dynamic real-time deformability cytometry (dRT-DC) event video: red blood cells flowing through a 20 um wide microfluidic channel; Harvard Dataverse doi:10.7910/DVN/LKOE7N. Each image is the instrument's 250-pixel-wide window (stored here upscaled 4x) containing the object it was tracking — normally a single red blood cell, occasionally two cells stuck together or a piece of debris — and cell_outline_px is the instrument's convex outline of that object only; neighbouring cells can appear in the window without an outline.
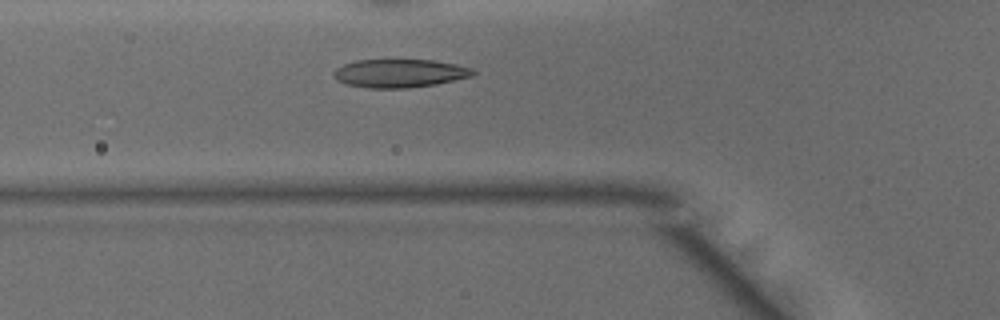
{"species": "common noctule bat (a hibernating species)", "species_latin": "Nyctalus noctula", "temperature_condition": "warm", "stored_images_in_passage": 30, "camera_frame_rate_fps": 3000, "um_per_image_px": 0.085, "animal": {"sex": "male", "body_mass_g": 15.6}, "frame": {"image": 1, "passage_image": 6, "time_ms": 1.667, "image_size_px": [1000, 320], "cell_outline_px": [[476, 72], [472, 76], [436, 84], [408, 88], [368, 88], [348, 84], [336, 80], [332, 76], [332, 72], [336, 68], [344, 64], [356, 60], [432, 60], [456, 64], [472, 68]], "centroid_in_image_um": [33.95, 6.23], "position_along_channel_um": 91.9, "area_um2": 23.0}}
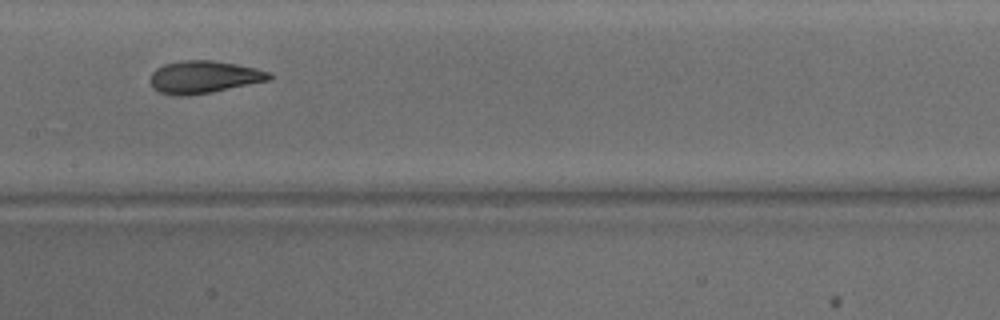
{"frame": {"image": 2, "passage_image": 13, "time_ms": 4.0, "image_size_px": [1000, 320], "cell_outline_px": [[272, 80], [212, 92], [188, 96], [176, 96], [160, 92], [152, 88], [148, 80], [152, 72], [156, 68], [164, 64], [180, 60], [212, 60], [236, 64], [256, 68], [272, 72]], "centroid_in_image_um": [17.32, 6.55], "position_along_channel_um": 190.1, "area_um2": 22.95}}
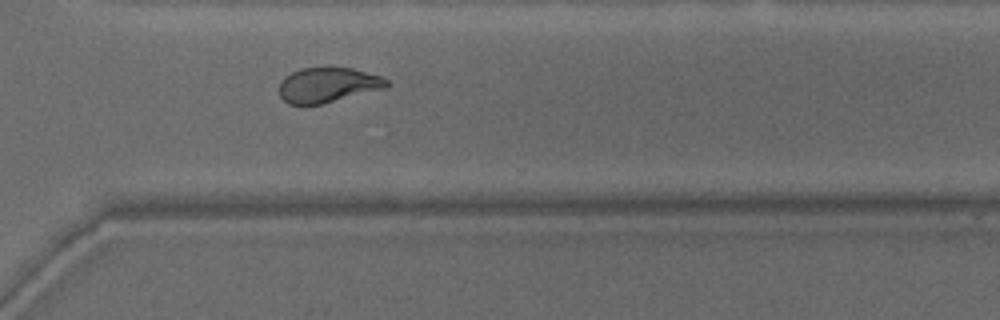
{"frame": {"image": 3, "passage_image": 24, "time_ms": 7.667, "image_size_px": [1000, 320], "cell_outline_px": [[392, 84], [388, 88], [320, 104], [288, 104], [280, 96], [280, 80], [284, 76], [300, 68], [352, 68], [380, 76], [388, 80]], "centroid_in_image_um": [27.89, 7.22], "position_along_channel_um": 342.7, "area_um2": 21.91}, "authors_computed_cell_mechanics": {"area_um2": 22.3975, "velocity_mm_per_s": 4.1754, "shape_relaxation_time_tau1_ms": 4.8849, "shape_relaxation_time_tau2_ms": 1.3945, "deformation_change_tau1": 0.1786, "deformation_change_tau2": 0.0759}}